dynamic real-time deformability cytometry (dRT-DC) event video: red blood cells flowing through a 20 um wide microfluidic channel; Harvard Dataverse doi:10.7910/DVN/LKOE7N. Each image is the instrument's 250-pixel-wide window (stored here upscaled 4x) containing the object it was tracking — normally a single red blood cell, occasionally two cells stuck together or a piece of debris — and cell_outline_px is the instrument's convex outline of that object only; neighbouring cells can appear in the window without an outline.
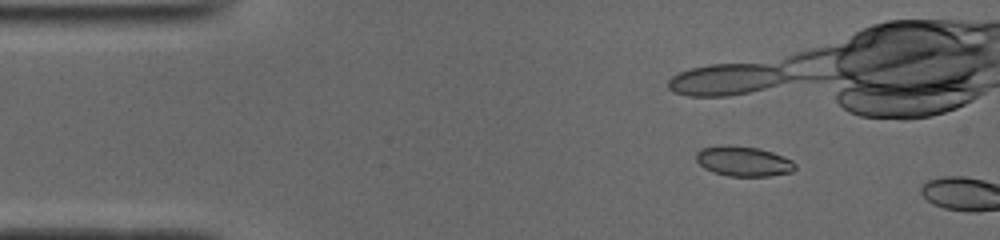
{"species": "common noctule bat (a hibernating species)", "species_latin": "Nyctalus noctula", "temperature_condition": "cold", "stored_images_in_passage": 9, "camera_frame_rate_fps": 3000, "um_per_image_px": 0.085, "animal": {"sex": "male", "body_mass_g": 19.0, "forearm_length_mm": 50.8}, "frame": {"image": 1, "passage_image": 7, "time_ms": 2.0, "image_size_px": [1000, 240], "cell_outline_px": [[796, 168], [792, 172], [768, 176], [728, 176], [712, 172], [704, 168], [696, 160], [696, 152], [700, 148], [724, 144], [760, 148], [772, 152], [792, 160], [796, 164]], "centroid_in_image_um": [63.17, 13.7], "position_along_channel_um": 21.8, "area_um2": 17.51}}